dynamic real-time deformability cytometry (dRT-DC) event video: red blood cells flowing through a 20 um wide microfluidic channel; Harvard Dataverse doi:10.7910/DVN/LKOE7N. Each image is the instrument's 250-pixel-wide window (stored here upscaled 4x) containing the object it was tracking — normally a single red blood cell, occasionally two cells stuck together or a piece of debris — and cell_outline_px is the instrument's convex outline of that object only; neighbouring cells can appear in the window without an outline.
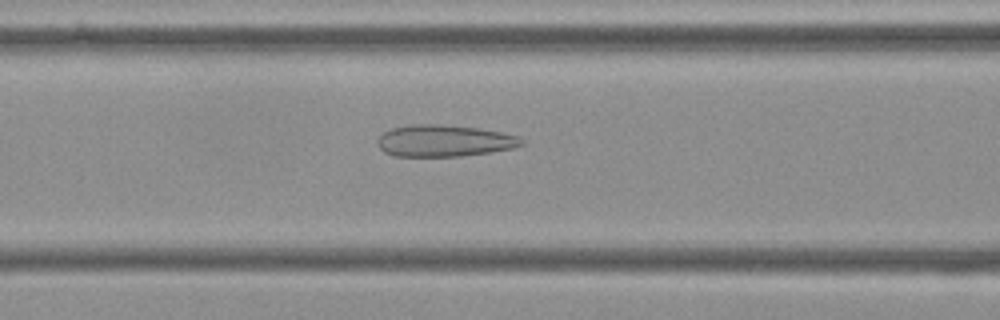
{"species": "Egyptian fruit bat (a non-hibernating species)", "species_latin": "Rousettus aegyptiacus", "temperature_condition": "cold", "stored_images_in_passage": 41, "camera_frame_rate_fps": 3000, "um_per_image_px": 0.085, "frame": {"image": 1, "passage_image": 8, "time_ms": 2.333, "image_size_px": [1000, 320], "cell_outline_px": [[528, 144], [512, 148], [492, 152], [460, 156], [396, 156], [384, 152], [376, 144], [376, 140], [384, 132], [392, 128], [412, 124], [440, 124], [480, 128], [520, 136]], "centroid_in_image_um": [37.79, 11.96], "position_along_channel_um": 128.8, "area_um2": 26.88}}
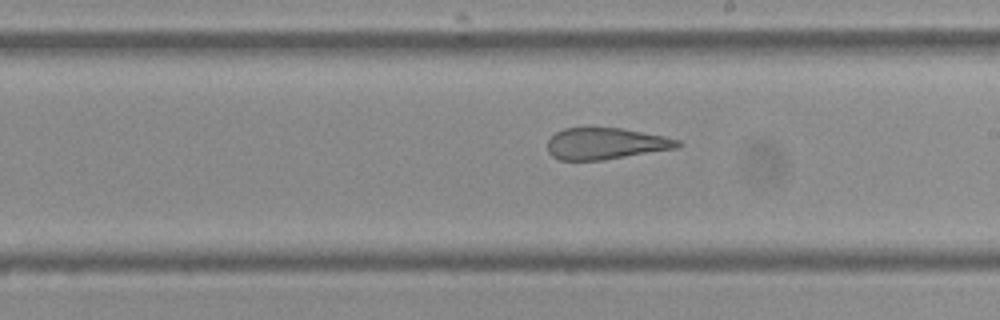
{"frame": {"image": 2, "passage_image": 17, "time_ms": 5.333, "image_size_px": [1000, 320], "cell_outline_px": [[684, 144], [680, 148], [604, 160], [560, 160], [552, 156], [548, 152], [548, 140], [556, 132], [564, 128], [620, 128], [664, 136], [680, 140]], "centroid_in_image_um": [51.53, 12.22], "position_along_channel_um": 237.5, "area_um2": 24.04}}
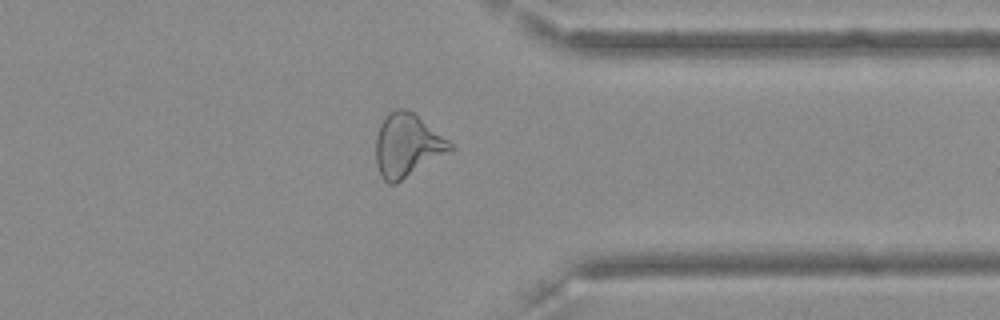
{"frame": {"image": 3, "passage_image": 29, "time_ms": 9.333, "image_size_px": [1000, 320], "cell_outline_px": [[456, 148], [396, 184], [388, 184], [384, 180], [376, 164], [376, 136], [380, 124], [384, 116], [388, 112], [396, 108], [408, 108], [448, 140]], "centroid_in_image_um": [34.6, 12.35], "position_along_channel_um": 376.8, "area_um2": 27.4}, "authors_computed_cell_mechanics": {"area_um2": 26.877, "velocity_mm_per_s": 3.6308, "shape_relaxation_time_tau1_ms": null, "shape_relaxation_time_tau2_ms": 2.1745, "deformation_change_tau1": null, "deformation_change_tau2": 0.1222}}